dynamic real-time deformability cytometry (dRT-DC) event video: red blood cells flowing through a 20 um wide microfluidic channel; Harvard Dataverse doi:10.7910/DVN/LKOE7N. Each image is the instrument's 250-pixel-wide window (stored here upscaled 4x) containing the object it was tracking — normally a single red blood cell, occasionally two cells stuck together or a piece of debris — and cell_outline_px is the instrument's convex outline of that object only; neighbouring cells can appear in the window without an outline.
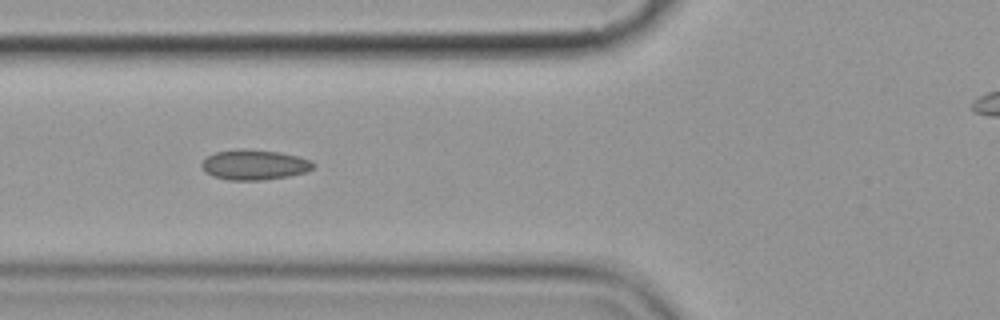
{"species": "common noctule bat (a hibernating species)", "species_latin": "Nyctalus noctula", "temperature_condition": "cold", "stored_images_in_passage": 7, "camera_frame_rate_fps": 3000, "um_per_image_px": 0.085, "animal": {"sex": "female", "body_mass_g": 19.9}, "frame": {"image": 1, "passage_image": 6, "time_ms": 6.0, "image_size_px": [1000, 320], "cell_outline_px": [[316, 164], [312, 168], [304, 172], [288, 176], [264, 180], [228, 180], [212, 176], [204, 172], [200, 164], [208, 156], [216, 152], [240, 148], [244, 148], [280, 152], [300, 156], [312, 160]], "centroid_in_image_um": [21.62, 14.0], "position_along_channel_um": 104.2, "area_um2": 19.83}}
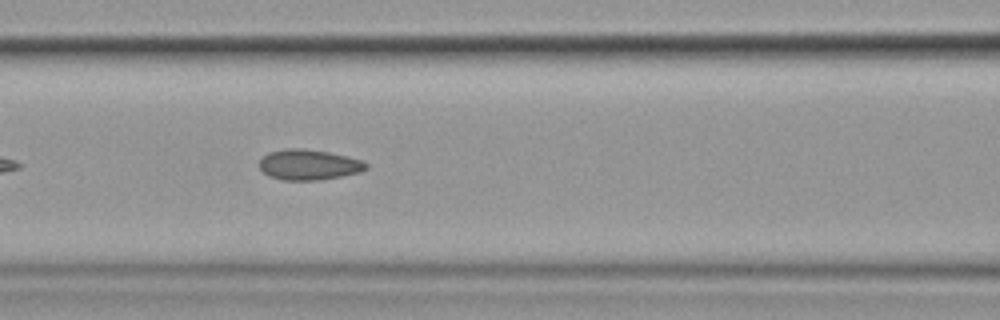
{"frame": {"image": 2, "passage_image": 7, "time_ms": 7.0, "image_size_px": [1000, 320], "cell_outline_px": [[368, 168], [360, 172], [320, 180], [280, 180], [268, 176], [260, 168], [260, 160], [268, 152], [284, 148], [300, 148], [328, 152], [348, 156], [360, 160], [368, 164]], "centroid_in_image_um": [26.23, 14.0], "position_along_channel_um": 140.4, "area_um2": 18.96}}